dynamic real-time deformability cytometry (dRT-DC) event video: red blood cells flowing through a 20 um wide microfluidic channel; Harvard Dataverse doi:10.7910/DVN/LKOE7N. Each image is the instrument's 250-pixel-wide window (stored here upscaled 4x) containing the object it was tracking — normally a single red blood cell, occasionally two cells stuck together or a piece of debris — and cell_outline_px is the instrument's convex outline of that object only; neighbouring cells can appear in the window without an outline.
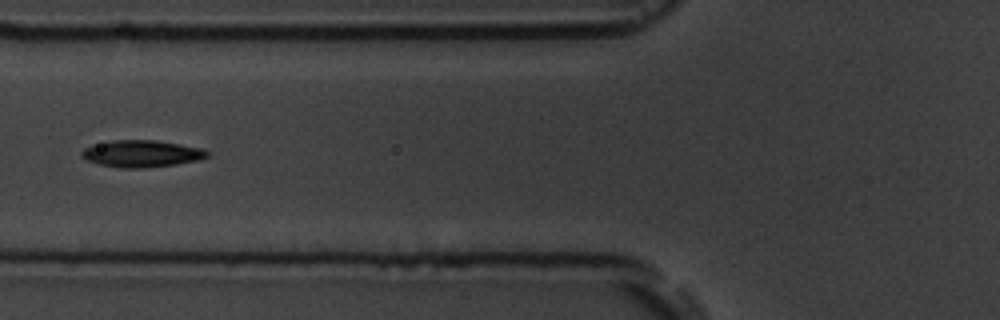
{"species": "common noctule bat (a hibernating species)", "species_latin": "Nyctalus noctula", "temperature_condition": "room temperature", "stored_images_in_passage": 14, "camera_frame_rate_fps": 3000, "um_per_image_px": 0.085, "animal": {"sex": "male", "body_mass_g": 19.5, "forearm_length_mm": 54.6}, "frame": {"image": 1, "passage_image": 5, "time_ms": 5.333, "image_size_px": [1000, 320], "cell_outline_px": [[212, 152], [208, 156], [200, 160], [176, 164], [144, 168], [120, 168], [100, 164], [88, 160], [80, 156], [80, 152], [84, 148], [112, 140], [156, 140], [200, 148]], "centroid_in_image_um": [12.06, 13.07], "position_along_channel_um": 113.7, "area_um2": 19.59}}
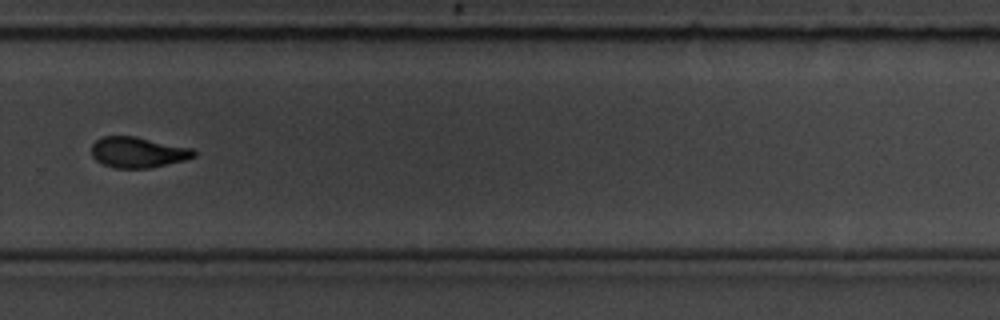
{"frame": {"image": 2, "passage_image": 10, "time_ms": 11.0, "image_size_px": [1000, 320], "cell_outline_px": [[196, 156], [184, 160], [152, 168], [112, 168], [96, 160], [92, 156], [92, 144], [100, 136], [136, 136], [192, 148], [196, 152]], "centroid_in_image_um": [11.72, 12.94], "position_along_channel_um": 318.1, "area_um2": 18.44}}
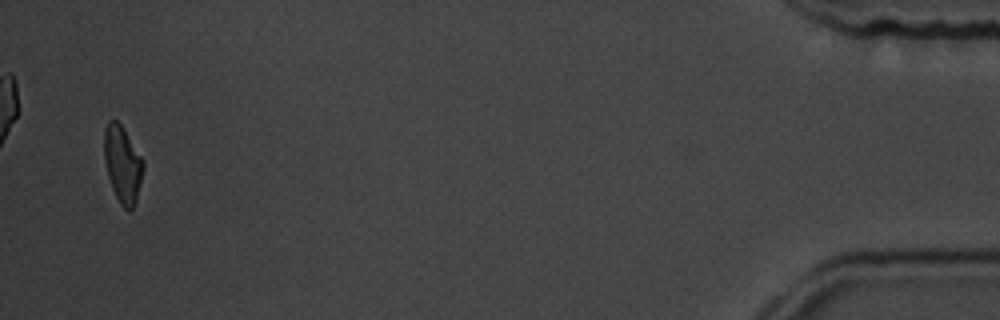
{"frame": {"image": 3, "passage_image": 14, "time_ms": 16.333, "image_size_px": [1000, 320], "cell_outline_px": [[144, 168], [136, 204], [128, 212], [120, 204], [112, 188], [108, 176], [104, 160], [104, 128], [108, 120], [116, 120], [120, 124], [144, 160]], "centroid_in_image_um": [10.42, 13.98], "position_along_channel_um": 424.8, "area_um2": 17.57}, "authors_computed_cell_mechanics": {"area_um2": 18.6405, "velocity_mm_per_s": 3.6126, "shape_relaxation_time_tau1_ms": 3.8283, "shape_relaxation_time_tau2_ms": 1.9671, "deformation_change_tau1": 0.1221, "deformation_change_tau2": 0.0697}}